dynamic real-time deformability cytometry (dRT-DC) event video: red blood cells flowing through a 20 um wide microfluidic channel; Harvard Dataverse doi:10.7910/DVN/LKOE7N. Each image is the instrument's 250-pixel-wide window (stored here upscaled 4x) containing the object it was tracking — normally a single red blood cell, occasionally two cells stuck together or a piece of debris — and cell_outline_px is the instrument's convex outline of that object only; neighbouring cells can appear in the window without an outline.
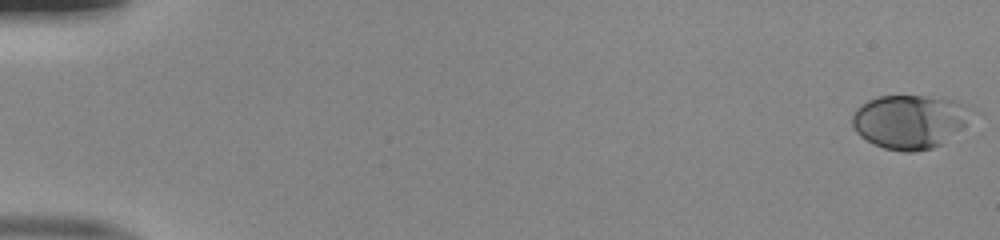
{"species": "human", "species_latin": "Homo sapiens", "temperature_condition": "room temperature", "stored_images_in_passage": 52, "camera_frame_rate_fps": 3000, "um_per_image_px": 0.085, "donor": {"sex": "male"}, "frame": {"image": 1, "passage_image": 1, "time_ms": 0.0, "image_size_px": [1000, 240], "cell_outline_px": [[984, 112], [944, 144], [932, 148], [916, 152], [904, 152], [884, 148], [860, 136], [856, 132], [852, 124], [852, 116], [856, 108], [860, 104], [868, 100], [880, 96], [924, 96], [952, 100], [968, 104]], "centroid_in_image_um": [77.5, 10.33], "position_along_channel_um": 7.5, "area_um2": 38.73}}
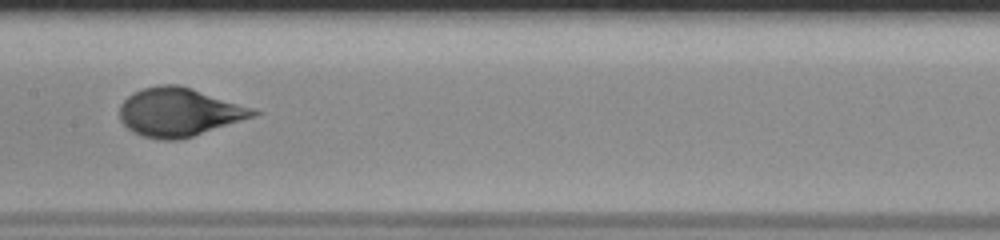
{"frame": {"image": 2, "passage_image": 28, "time_ms": 9.0, "image_size_px": [1000, 240], "cell_outline_px": [[264, 112], [256, 116], [180, 140], [164, 140], [144, 136], [132, 132], [120, 120], [120, 104], [132, 92], [144, 88], [160, 84], [176, 84], [192, 88]], "centroid_in_image_um": [15.21, 9.53], "position_along_channel_um": 192.2, "area_um2": 37.63}}
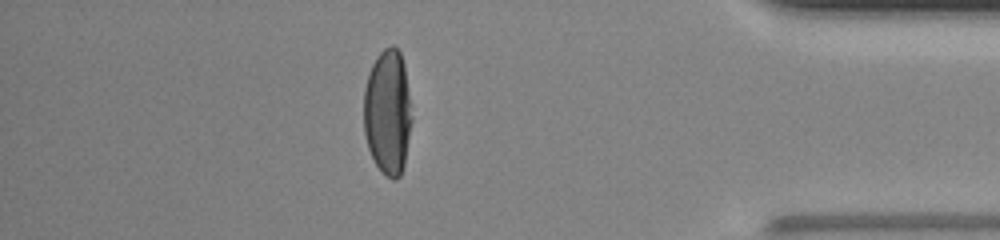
{"frame": {"image": 3, "passage_image": 46, "time_ms": 15.0, "image_size_px": [1000, 240], "cell_outline_px": [[412, 120], [404, 164], [400, 176], [396, 180], [392, 180], [376, 164], [368, 148], [364, 132], [364, 88], [372, 64], [376, 56], [384, 48], [392, 44], [400, 52], [404, 64], [412, 116]], "centroid_in_image_um": [32.95, 9.51], "position_along_channel_um": 402.2, "area_um2": 34.97}, "authors_computed_cell_mechanics": {"area_um2": 36.3273, "velocity_mm_per_s": 4.0304, "shape_relaxation_time_tau1_ms": 5.0997, "shape_relaxation_time_tau2_ms": null, "deformation_change_tau1": 0.2243, "deformation_change_tau2": null}}